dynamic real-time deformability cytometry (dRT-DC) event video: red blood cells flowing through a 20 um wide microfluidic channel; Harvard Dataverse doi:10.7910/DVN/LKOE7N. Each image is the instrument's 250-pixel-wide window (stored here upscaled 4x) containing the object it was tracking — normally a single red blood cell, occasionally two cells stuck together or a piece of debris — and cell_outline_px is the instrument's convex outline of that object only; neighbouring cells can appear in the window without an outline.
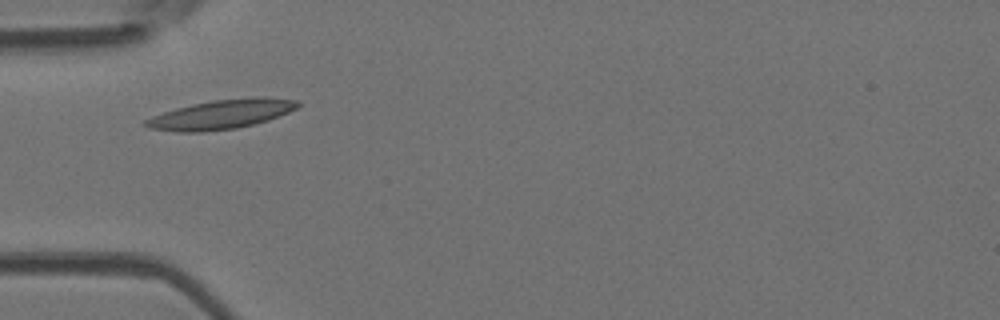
{"species": "Egyptian fruit bat (a non-hibernating species)", "species_latin": "Rousettus aegyptiacus", "temperature_condition": "room temperature", "stored_images_in_passage": 9, "camera_frame_rate_fps": 3000, "um_per_image_px": 0.085, "animal": {"sex": "female"}, "frame": {"image": 1, "passage_image": 3, "time_ms": 2.333, "image_size_px": [1000, 320], "cell_outline_px": [[304, 104], [288, 112], [268, 120], [236, 128], [204, 132], [176, 132], [148, 128], [140, 124], [144, 120], [152, 116], [176, 108], [192, 104], [212, 100], [256, 96], [264, 96], [296, 100]], "centroid_in_image_um": [18.79, 9.71], "position_along_channel_um": 66.2, "area_um2": 26.24}}
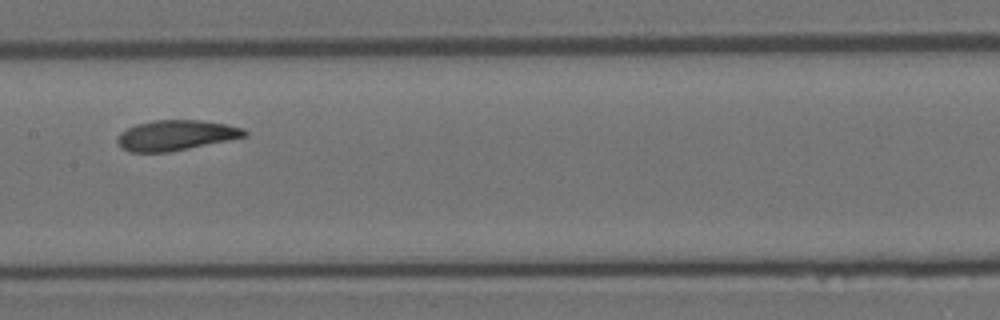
{"frame": {"image": 2, "passage_image": 6, "time_ms": 5.667, "image_size_px": [1000, 320], "cell_outline_px": [[248, 136], [168, 152], [128, 152], [120, 148], [116, 140], [120, 132], [136, 124], [152, 120], [200, 120], [224, 124], [244, 128], [248, 132]], "centroid_in_image_um": [14.92, 11.5], "position_along_channel_um": 192.5, "area_um2": 22.43}}
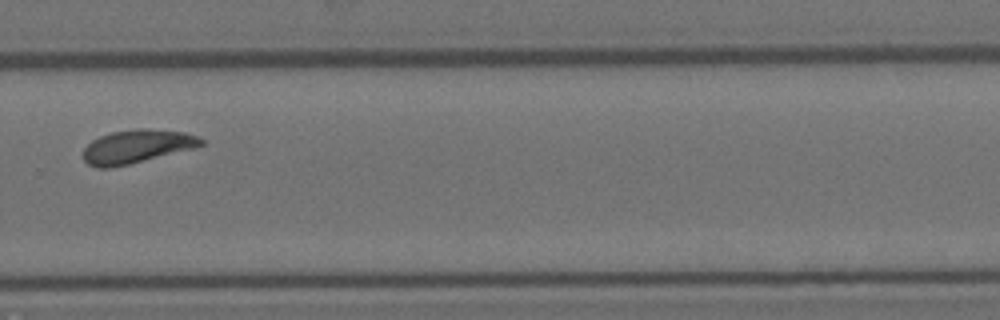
{"frame": {"image": 3, "passage_image": 9, "time_ms": 9.0, "image_size_px": [1000, 320], "cell_outline_px": [[204, 144], [196, 148], [112, 168], [96, 168], [88, 164], [84, 160], [84, 148], [92, 140], [100, 136], [112, 132], [136, 128], [144, 128], [184, 132], [196, 136], [204, 140]], "centroid_in_image_um": [11.63, 12.45], "position_along_channel_um": 318.2, "area_um2": 23.0}}